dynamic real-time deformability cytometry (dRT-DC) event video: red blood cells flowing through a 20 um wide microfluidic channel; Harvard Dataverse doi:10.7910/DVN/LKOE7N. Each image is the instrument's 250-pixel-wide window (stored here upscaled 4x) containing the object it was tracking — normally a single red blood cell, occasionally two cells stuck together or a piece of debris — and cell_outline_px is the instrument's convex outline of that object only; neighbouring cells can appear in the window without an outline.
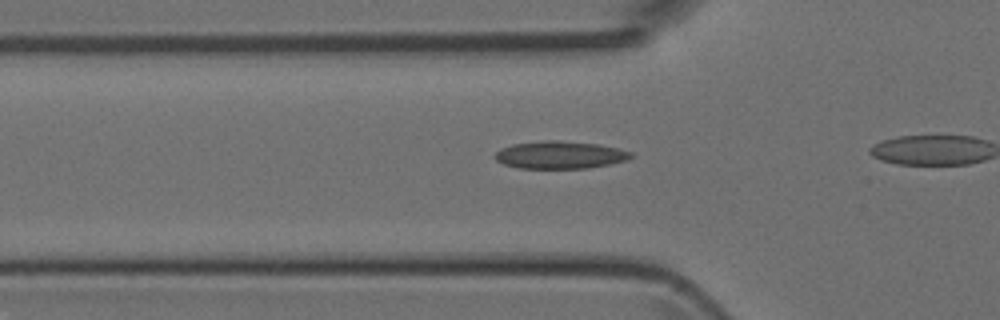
{"species": "Egyptian fruit bat (a non-hibernating species)", "species_latin": "Rousettus aegyptiacus", "temperature_condition": "room temperature", "stored_images_in_passage": 15, "camera_frame_rate_fps": 3000, "um_per_image_px": 0.085, "animal": {"sex": "female"}, "frame": {"image": 1, "passage_image": 5, "time_ms": 1.333, "image_size_px": [1000, 320], "cell_outline_px": [[636, 156], [628, 160], [588, 168], [520, 168], [504, 164], [496, 160], [492, 156], [500, 148], [512, 144], [544, 140], [560, 140], [600, 144], [632, 152]], "centroid_in_image_um": [47.6, 13.16], "position_along_channel_um": 78.2, "area_um2": 22.02}}
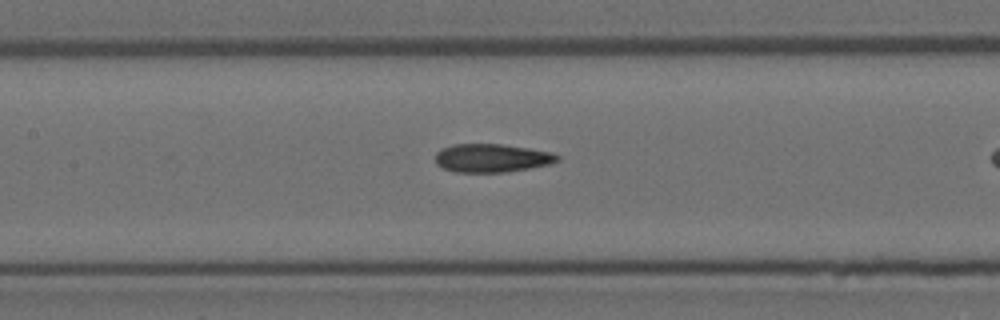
{"frame": {"image": 2, "passage_image": 11, "time_ms": 3.333, "image_size_px": [1000, 320], "cell_outline_px": [[560, 160], [552, 164], [508, 172], [456, 172], [444, 168], [436, 164], [436, 152], [440, 148], [452, 144], [500, 144], [528, 148], [552, 152], [560, 156]], "centroid_in_image_um": [41.82, 13.43], "position_along_channel_um": 165.6, "area_um2": 20.35}}